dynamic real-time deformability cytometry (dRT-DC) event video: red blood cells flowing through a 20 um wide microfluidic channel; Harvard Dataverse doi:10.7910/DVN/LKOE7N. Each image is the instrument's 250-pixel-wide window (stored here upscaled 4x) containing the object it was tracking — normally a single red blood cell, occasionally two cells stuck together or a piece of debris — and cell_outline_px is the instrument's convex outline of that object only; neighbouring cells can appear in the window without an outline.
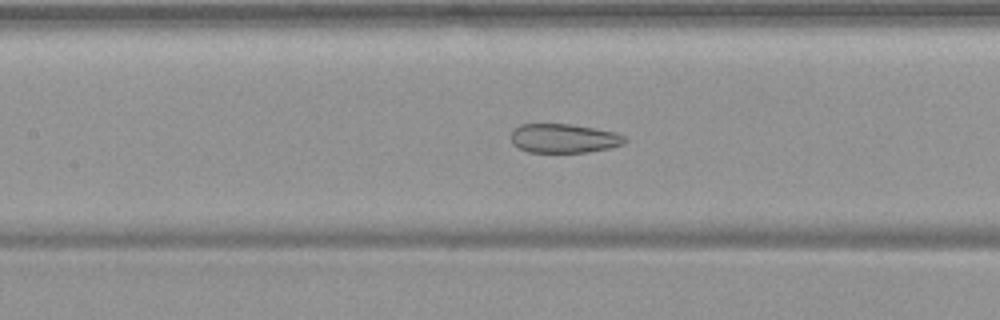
{"species": "common noctule bat (a hibernating species)", "species_latin": "Nyctalus noctula", "temperature_condition": "warm", "stored_images_in_passage": 55, "camera_frame_rate_fps": 3000, "um_per_image_px": 0.085, "animal": {"sex": "female", "body_mass_g": 19.9}, "frame": {"image": 1, "passage_image": 26, "time_ms": 8.333, "image_size_px": [1000, 320], "cell_outline_px": [[628, 140], [624, 144], [608, 148], [588, 152], [528, 152], [512, 144], [512, 128], [520, 124], [568, 124], [616, 132], [624, 136]], "centroid_in_image_um": [47.92, 11.76], "position_along_channel_um": 159.5, "area_um2": 19.25}}
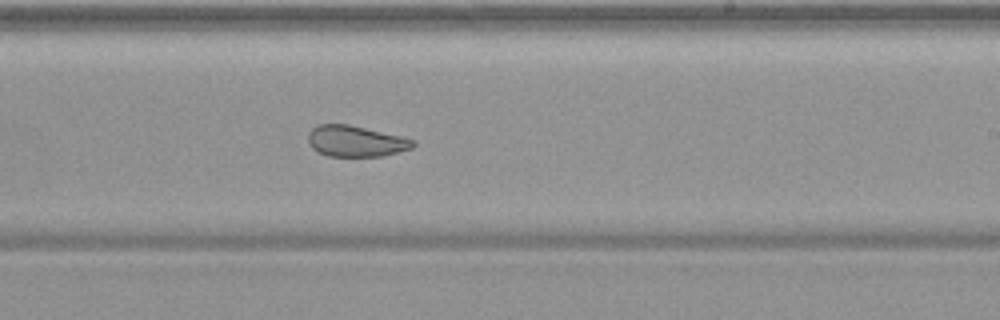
{"frame": {"image": 2, "passage_image": 34, "time_ms": 11.0, "image_size_px": [1000, 320], "cell_outline_px": [[416, 144], [412, 148], [384, 156], [328, 156], [312, 148], [308, 140], [308, 132], [312, 128], [320, 124], [348, 124], [404, 136], [416, 140]], "centroid_in_image_um": [30.28, 11.99], "position_along_channel_um": 258.7, "area_um2": 19.13}}
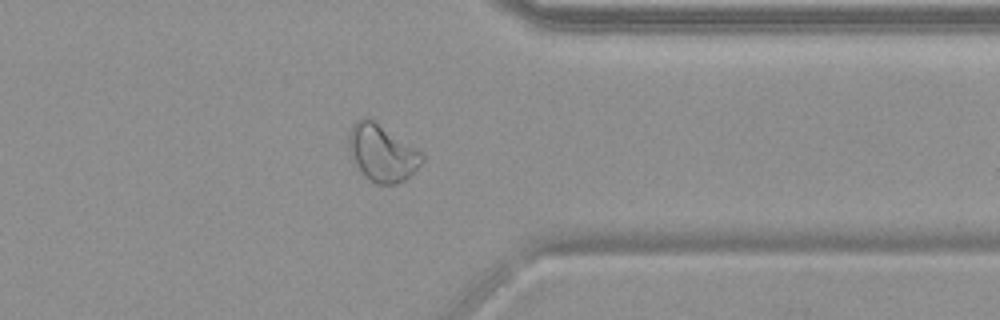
{"frame": {"image": 3, "passage_image": 44, "time_ms": 14.333, "image_size_px": [1000, 320], "cell_outline_px": [[424, 160], [404, 180], [396, 184], [376, 184], [364, 176], [348, 152], [348, 132], [352, 124], [360, 116], [368, 116], [416, 148], [424, 156]], "centroid_in_image_um": [32.42, 12.96], "position_along_channel_um": 379.0, "area_um2": 24.33}, "authors_computed_cell_mechanics": {"area_um2": 26.1256, "velocity_mm_per_s": 3.7421, "shape_relaxation_time_tau1_ms": null, "shape_relaxation_time_tau2_ms": 1.2695, "deformation_change_tau1": null, "deformation_change_tau2": 0.0682}}